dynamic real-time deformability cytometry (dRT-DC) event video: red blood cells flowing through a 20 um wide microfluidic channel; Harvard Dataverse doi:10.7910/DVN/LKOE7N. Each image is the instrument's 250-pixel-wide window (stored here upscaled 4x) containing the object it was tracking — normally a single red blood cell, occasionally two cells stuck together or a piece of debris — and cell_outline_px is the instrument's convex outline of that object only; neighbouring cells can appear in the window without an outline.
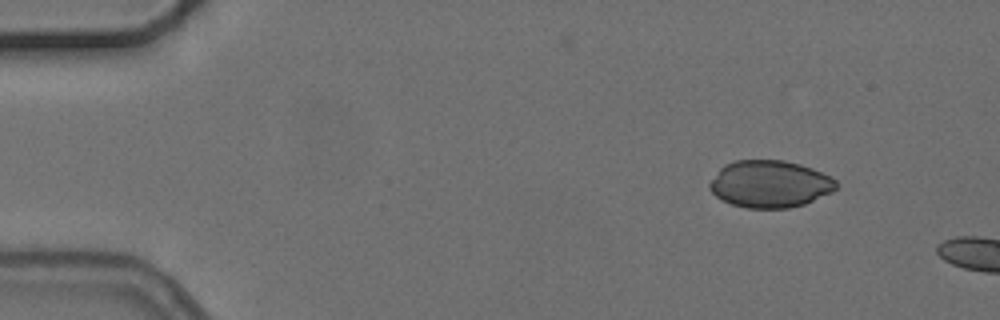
{"species": "common noctule bat (a hibernating species)", "species_latin": "Nyctalus noctula", "temperature_condition": "cold", "stored_images_in_passage": 6, "segment_of_instrument_passage": [2, 2], "camera_frame_rate_fps": 3000, "um_per_image_px": 0.085, "animal": {"sex": "female", "body_mass_g": 24.6, "forearm_length_mm": 56.2}, "frame": {"image": 1, "passage_image": 6, "time_ms": 6.667, "image_size_px": [1000, 320], "cell_outline_px": [[836, 188], [832, 192], [804, 204], [788, 208], [744, 208], [732, 204], [716, 196], [708, 188], [708, 184], [720, 168], [724, 164], [736, 160], [784, 160], [800, 164], [812, 168], [832, 176], [836, 180]], "centroid_in_image_um": [65.44, 15.63], "position_along_channel_um": 19.6, "area_um2": 34.85}}